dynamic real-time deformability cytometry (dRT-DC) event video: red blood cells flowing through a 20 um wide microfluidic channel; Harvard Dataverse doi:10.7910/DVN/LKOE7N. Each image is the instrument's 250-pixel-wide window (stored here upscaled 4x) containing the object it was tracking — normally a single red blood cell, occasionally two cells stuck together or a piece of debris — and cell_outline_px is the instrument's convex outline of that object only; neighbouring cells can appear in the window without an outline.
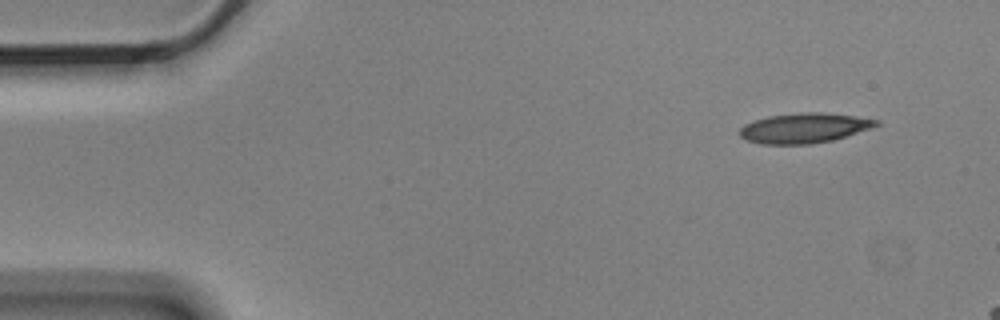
{"species": "Egyptian fruit bat (a non-hibernating species)", "species_latin": "Rousettus aegyptiacus", "temperature_condition": "cold", "stored_images_in_passage": 5, "camera_frame_rate_fps": 3000, "um_per_image_px": 0.085, "animal": {"sex": "male"}, "frame": {"image": 1, "passage_image": 1, "time_ms": 0.0, "image_size_px": [1000, 320], "cell_outline_px": [[880, 124], [872, 128], [832, 140], [808, 144], [760, 144], [744, 140], [740, 136], [740, 128], [744, 124], [768, 116], [800, 112], [820, 112], [856, 116], [880, 120]], "centroid_in_image_um": [68.35, 10.88], "position_along_channel_um": 16.7, "area_um2": 23.87}}